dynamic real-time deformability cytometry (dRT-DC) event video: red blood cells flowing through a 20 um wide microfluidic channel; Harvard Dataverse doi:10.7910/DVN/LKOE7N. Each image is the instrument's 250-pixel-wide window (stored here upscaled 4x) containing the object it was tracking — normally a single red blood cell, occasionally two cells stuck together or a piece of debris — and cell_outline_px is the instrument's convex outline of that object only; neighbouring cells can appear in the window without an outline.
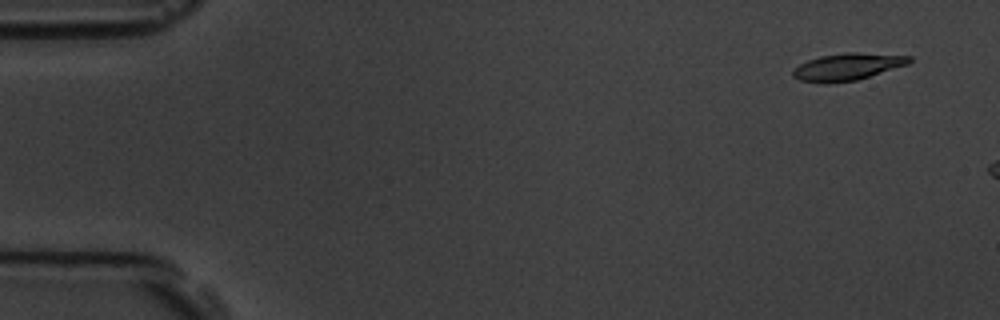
{"species": "common noctule bat (a hibernating species)", "species_latin": "Nyctalus noctula", "temperature_condition": "room temperature", "stored_images_in_passage": 3, "camera_frame_rate_fps": 3000, "um_per_image_px": 0.085, "animal": {"sex": "male", "body_mass_g": 19.5, "forearm_length_mm": 54.6}, "frame": {"image": 1, "passage_image": 1, "time_ms": 0.0, "image_size_px": [1000, 320], "cell_outline_px": [[912, 60], [908, 64], [856, 80], [800, 80], [792, 76], [792, 72], [800, 64], [808, 60], [820, 56], [848, 52], [856, 52], [912, 56]], "centroid_in_image_um": [72.11, 5.62], "position_along_channel_um": 12.9, "area_um2": 17.4}}